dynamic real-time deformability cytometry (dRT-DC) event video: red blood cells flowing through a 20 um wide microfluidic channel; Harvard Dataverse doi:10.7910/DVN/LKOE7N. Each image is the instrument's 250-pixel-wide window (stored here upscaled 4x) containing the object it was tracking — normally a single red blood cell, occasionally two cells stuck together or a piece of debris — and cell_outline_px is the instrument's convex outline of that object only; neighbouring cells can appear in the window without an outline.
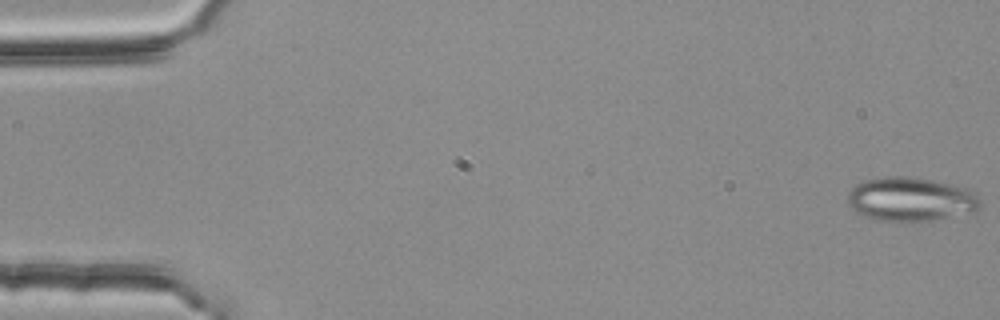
{"species": "common noctule bat (a hibernating species)", "species_latin": "Nyctalus noctula", "temperature_condition": "room temperature", "stored_images_in_passage": 54, "segment_of_instrument_passage": [1, 2], "camera_frame_rate_fps": 3000, "um_per_image_px": 0.085, "animal": {"sex": "female", "body_mass_g": 25.1}, "frame": {"image": 1, "passage_image": 1, "time_ms": 0.0, "image_size_px": [1000, 320], "cell_outline_px": [[980, 208], [928, 220], [876, 220], [864, 216], [856, 212], [848, 204], [848, 192], [856, 184], [864, 180], [884, 176], [904, 176], [932, 180], [964, 188], [976, 192], [980, 200]], "centroid_in_image_um": [77.33, 16.9], "position_along_channel_um": 7.7, "area_um2": 33.12}}